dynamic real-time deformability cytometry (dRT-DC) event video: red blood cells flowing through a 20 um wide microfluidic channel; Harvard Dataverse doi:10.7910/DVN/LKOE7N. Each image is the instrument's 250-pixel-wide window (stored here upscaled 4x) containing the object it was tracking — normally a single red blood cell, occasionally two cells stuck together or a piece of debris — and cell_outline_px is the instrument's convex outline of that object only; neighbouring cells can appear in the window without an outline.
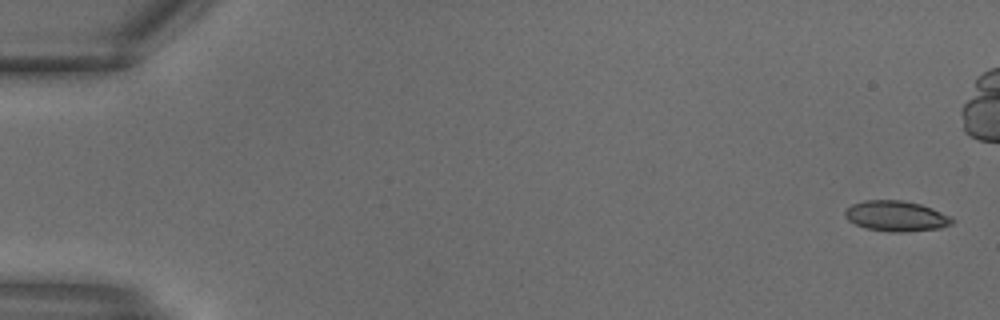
{"species": "common noctule bat (a hibernating species)", "species_latin": "Nyctalus noctula", "temperature_condition": "warm", "stored_images_in_passage": 9, "camera_frame_rate_fps": 3000, "um_per_image_px": 0.085, "animal": {"sex": "male", "body_mass_g": 18.8}, "frame": {"image": 1, "passage_image": 1, "time_ms": 0.0, "image_size_px": [1000, 320], "cell_outline_px": [[956, 220], [952, 224], [940, 228], [904, 232], [888, 232], [864, 228], [848, 220], [844, 216], [844, 212], [852, 204], [864, 200], [900, 200], [920, 204], [932, 208], [952, 216]], "centroid_in_image_um": [76.19, 18.37], "position_along_channel_um": 8.8, "area_um2": 19.19}}